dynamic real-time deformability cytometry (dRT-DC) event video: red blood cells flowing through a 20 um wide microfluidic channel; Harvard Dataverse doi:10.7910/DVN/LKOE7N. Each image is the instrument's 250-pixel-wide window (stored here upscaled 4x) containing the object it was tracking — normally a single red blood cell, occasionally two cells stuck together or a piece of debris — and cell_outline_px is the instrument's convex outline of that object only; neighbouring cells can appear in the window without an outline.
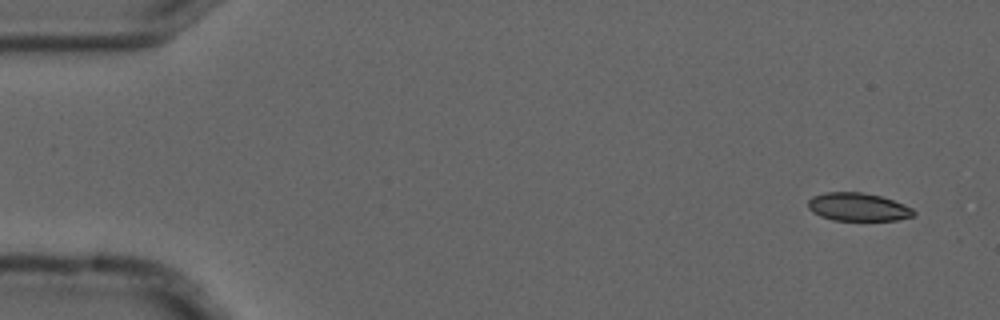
{"species": "common noctule bat (a hibernating species)", "species_latin": "Nyctalus noctula", "temperature_condition": "cold", "stored_images_in_passage": 9, "camera_frame_rate_fps": 3000, "um_per_image_px": 0.085, "animal": {"sex": "male", "forearm_length_mm": 52.5}, "frame": {"image": 1, "passage_image": 1, "time_ms": 0.0, "image_size_px": [1000, 320], "cell_outline_px": [[916, 216], [896, 220], [832, 220], [820, 216], [812, 212], [808, 208], [808, 200], [812, 196], [824, 192], [860, 192], [880, 196], [904, 204], [912, 208], [916, 212]], "centroid_in_image_um": [72.92, 17.59], "position_along_channel_um": 12.1, "area_um2": 17.4}}
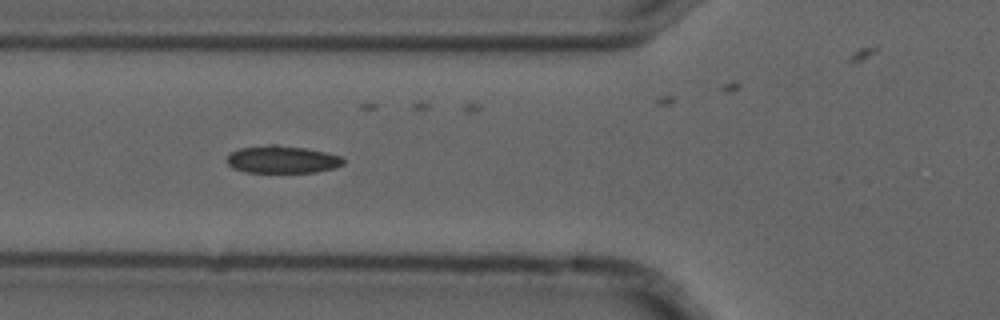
{"frame": {"image": 2, "passage_image": 6, "time_ms": 1.667, "image_size_px": [1000, 320], "cell_outline_px": [[344, 164], [332, 168], [316, 172], [244, 172], [232, 168], [228, 164], [228, 156], [232, 152], [240, 148], [272, 144], [276, 144], [304, 148], [328, 152], [340, 156], [344, 160]], "centroid_in_image_um": [23.99, 13.55], "position_along_channel_um": 101.8, "area_um2": 18.55}}
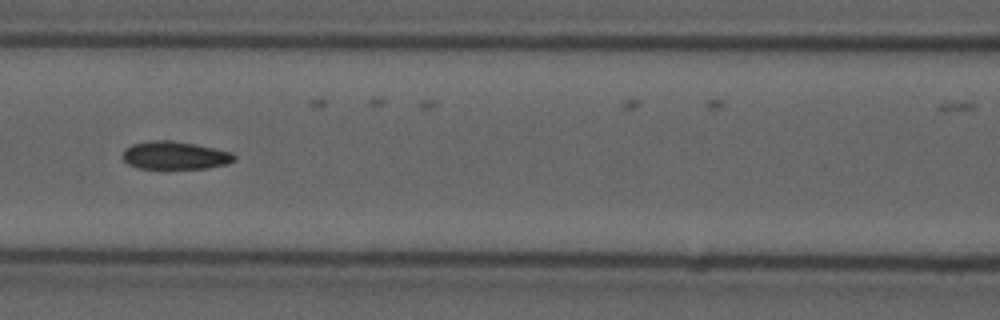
{"frame": {"image": 3, "passage_image": 7, "time_ms": 2.0, "image_size_px": [1000, 320], "cell_outline_px": [[236, 160], [228, 164], [208, 168], [136, 168], [128, 164], [124, 160], [124, 148], [132, 144], [156, 140], [172, 140], [196, 144], [232, 152], [236, 156]], "centroid_in_image_um": [14.9, 13.21], "position_along_channel_um": 151.7, "area_um2": 18.21}}